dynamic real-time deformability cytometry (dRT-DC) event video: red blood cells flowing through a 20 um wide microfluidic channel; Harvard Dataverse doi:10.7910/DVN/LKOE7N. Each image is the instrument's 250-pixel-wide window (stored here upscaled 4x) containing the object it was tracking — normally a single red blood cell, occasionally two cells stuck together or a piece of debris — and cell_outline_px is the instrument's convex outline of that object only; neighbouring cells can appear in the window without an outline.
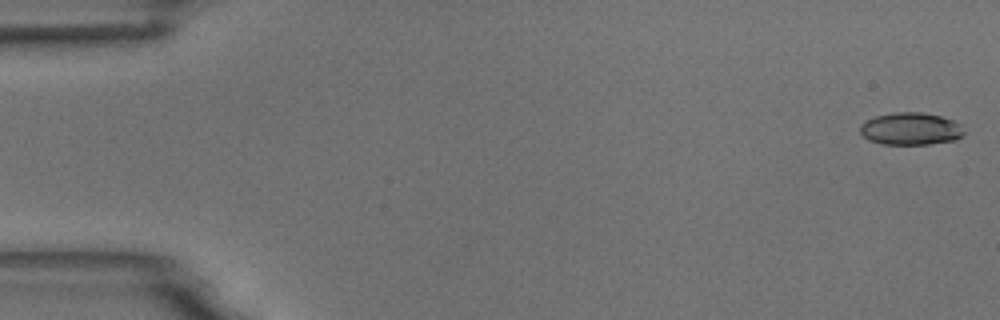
{"species": "common noctule bat (a hibernating species)", "species_latin": "Nyctalus noctula", "temperature_condition": "room temperature", "stored_images_in_passage": 55, "camera_frame_rate_fps": 3000, "um_per_image_px": 0.085, "animal": {"sex": "male", "body_mass_g": 18.8}, "frame": {"image": 1, "passage_image": 1, "time_ms": 0.0, "image_size_px": [1000, 320], "cell_outline_px": [[964, 136], [956, 140], [928, 144], [880, 144], [868, 140], [860, 132], [860, 124], [876, 116], [896, 112], [920, 112], [940, 116], [952, 120], [960, 124], [964, 132]], "centroid_in_image_um": [77.42, 10.96], "position_along_channel_um": 7.6, "area_um2": 19.59}}
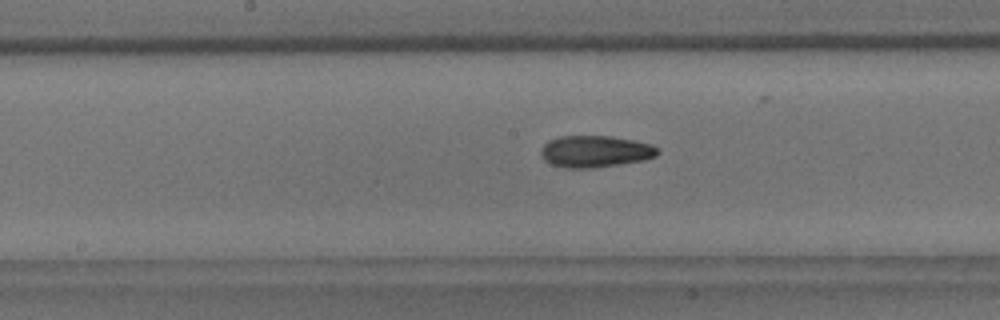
{"frame": {"image": 2, "passage_image": 28, "time_ms": 9.0, "image_size_px": [1000, 320], "cell_outline_px": [[660, 152], [656, 156], [644, 160], [620, 164], [592, 168], [568, 168], [552, 164], [544, 160], [540, 156], [540, 152], [544, 144], [548, 140], [560, 136], [612, 136], [652, 144], [660, 148]], "centroid_in_image_um": [50.61, 12.87], "position_along_channel_um": 197.6, "area_um2": 21.73}}
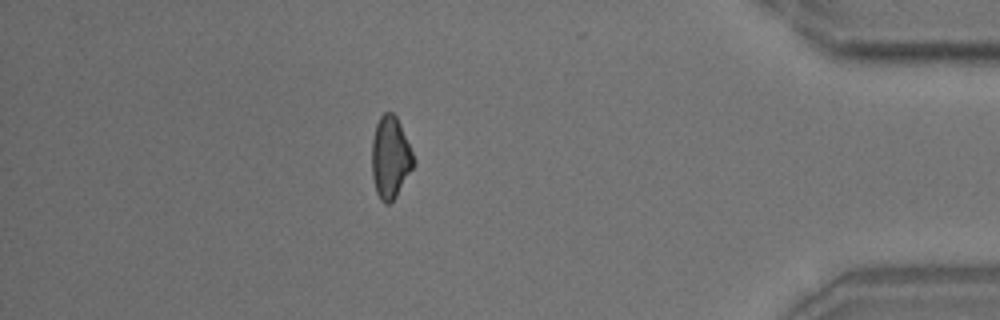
{"frame": {"image": 3, "passage_image": 48, "time_ms": 15.667, "image_size_px": [1000, 320], "cell_outline_px": [[416, 164], [396, 196], [388, 204], [384, 204], [380, 200], [376, 192], [372, 176], [372, 140], [376, 124], [380, 116], [384, 112], [392, 112], [396, 116], [400, 124], [416, 160]], "centroid_in_image_um": [33.19, 13.39], "position_along_channel_um": 402.0, "area_um2": 20.06}, "authors_computed_cell_mechanics": {"area_um2": 20.4612, "velocity_mm_per_s": 3.6845, "shape_relaxation_time_tau1_ms": 7.1187, "shape_relaxation_time_tau2_ms": 4.7585, "deformation_change_tau1": 0.1576, "deformation_change_tau2": 0.1046}}